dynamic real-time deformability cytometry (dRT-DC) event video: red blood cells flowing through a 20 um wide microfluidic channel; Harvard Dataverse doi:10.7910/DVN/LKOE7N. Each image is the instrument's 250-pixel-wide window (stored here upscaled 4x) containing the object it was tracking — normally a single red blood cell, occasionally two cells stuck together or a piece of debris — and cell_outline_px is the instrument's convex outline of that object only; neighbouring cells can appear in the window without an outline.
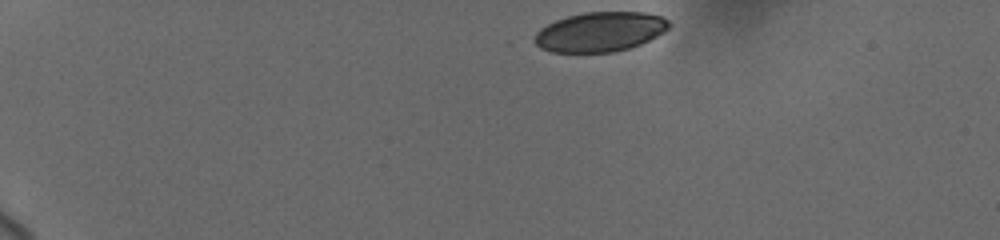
{"species": "human", "species_latin": "Homo sapiens", "temperature_condition": "cold", "stored_images_in_passage": 43, "camera_frame_rate_fps": 3000, "um_per_image_px": 0.085, "donor": {"sex": "female"}, "frame": {"image": 1, "passage_image": 1, "time_ms": 0.0, "image_size_px": [1000, 240], "cell_outline_px": [[668, 28], [664, 32], [640, 44], [628, 48], [612, 52], [552, 52], [540, 48], [536, 44], [536, 32], [540, 28], [556, 20], [568, 16], [584, 12], [644, 12], [660, 16], [668, 20]], "centroid_in_image_um": [50.99, 2.7], "position_along_channel_um": 34.0, "area_um2": 30.75}}
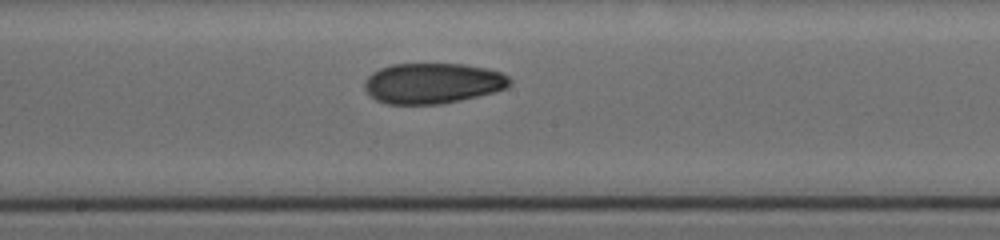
{"frame": {"image": 2, "passage_image": 22, "time_ms": 7.333, "image_size_px": [1000, 240], "cell_outline_px": [[512, 84], [504, 88], [492, 92], [460, 100], [440, 104], [388, 104], [376, 100], [364, 88], [364, 80], [372, 72], [380, 68], [392, 64], [464, 64], [484, 68], [500, 72], [508, 76], [512, 80]], "centroid_in_image_um": [36.75, 7.07], "position_along_channel_um": 211.4, "area_um2": 34.16}}
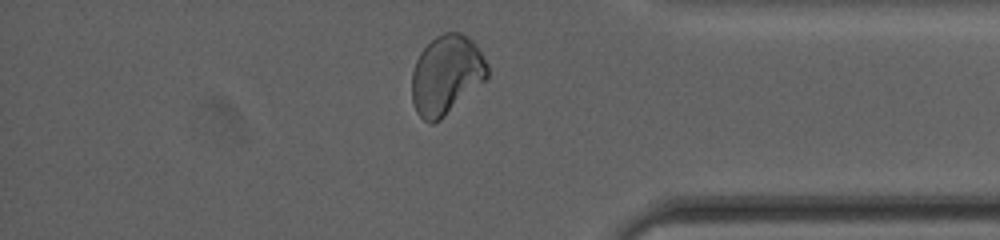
{"frame": {"image": 3, "passage_image": 37, "time_ms": 12.667, "image_size_px": [1000, 240], "cell_outline_px": [[488, 76], [484, 80], [440, 120], [432, 124], [424, 120], [416, 112], [412, 100], [412, 72], [416, 60], [420, 52], [436, 36], [444, 32], [460, 32], [468, 36], [476, 44], [488, 64]], "centroid_in_image_um": [37.93, 6.34], "position_along_channel_um": 397.3, "area_um2": 34.68}, "authors_computed_cell_mechanics": {"area_um2": 34.0442, "velocity_mm_per_s": 3.6932, "shape_relaxation_time_tau1_ms": 11.0768, "shape_relaxation_time_tau2_ms": 3.1303, "deformation_change_tau1": 0.2087, "deformation_change_tau2": 0.0807}}